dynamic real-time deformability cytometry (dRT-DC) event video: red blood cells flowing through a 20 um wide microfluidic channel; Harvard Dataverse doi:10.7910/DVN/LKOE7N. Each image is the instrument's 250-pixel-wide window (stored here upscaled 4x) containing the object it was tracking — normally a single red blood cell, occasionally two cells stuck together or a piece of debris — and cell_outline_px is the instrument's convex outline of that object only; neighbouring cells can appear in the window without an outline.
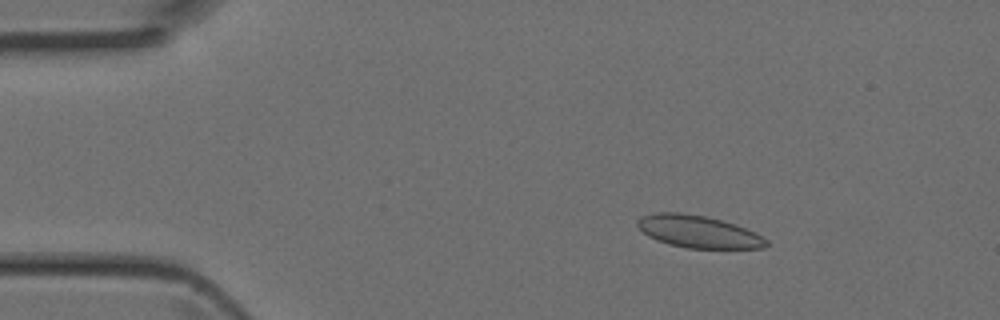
{"species": "Egyptian fruit bat (a non-hibernating species)", "species_latin": "Rousettus aegyptiacus", "temperature_condition": "room temperature", "stored_images_in_passage": 2, "camera_frame_rate_fps": 3000, "um_per_image_px": 0.085, "animal": {"sex": "female"}, "frame": {"image": 1, "passage_image": 1, "time_ms": 0.0, "image_size_px": [1000, 320], "cell_outline_px": [[768, 244], [764, 248], [688, 248], [668, 244], [656, 240], [648, 236], [636, 224], [636, 220], [640, 216], [656, 212], [680, 212], [708, 216], [756, 232], [768, 240]], "centroid_in_image_um": [59.33, 19.68], "position_along_channel_um": 25.7, "area_um2": 24.28}}